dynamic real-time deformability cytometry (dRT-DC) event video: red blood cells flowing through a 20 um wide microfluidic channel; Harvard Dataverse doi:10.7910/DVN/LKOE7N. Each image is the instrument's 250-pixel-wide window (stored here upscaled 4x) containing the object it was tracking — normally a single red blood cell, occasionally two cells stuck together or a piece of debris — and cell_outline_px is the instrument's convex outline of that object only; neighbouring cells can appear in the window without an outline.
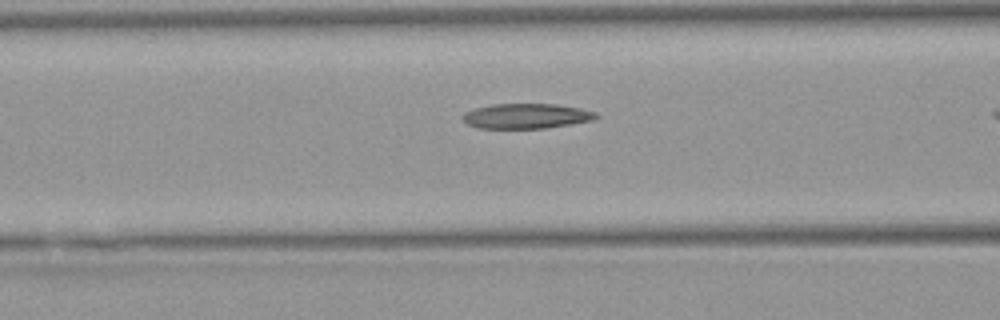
{"species": "Egyptian fruit bat (a non-hibernating species)", "species_latin": "Rousettus aegyptiacus", "temperature_condition": "warm", "stored_images_in_passage": 28, "camera_frame_rate_fps": 3000, "um_per_image_px": 0.085, "animal": {"sex": "female"}, "frame": {"image": 1, "passage_image": 8, "time_ms": 2.333, "image_size_px": [1000, 320], "cell_outline_px": [[600, 116], [592, 120], [544, 128], [480, 128], [468, 124], [460, 116], [464, 112], [476, 108], [492, 104], [556, 104], [580, 108], [596, 112]], "centroid_in_image_um": [44.72, 9.85], "position_along_channel_um": 121.9, "area_um2": 19.31}}
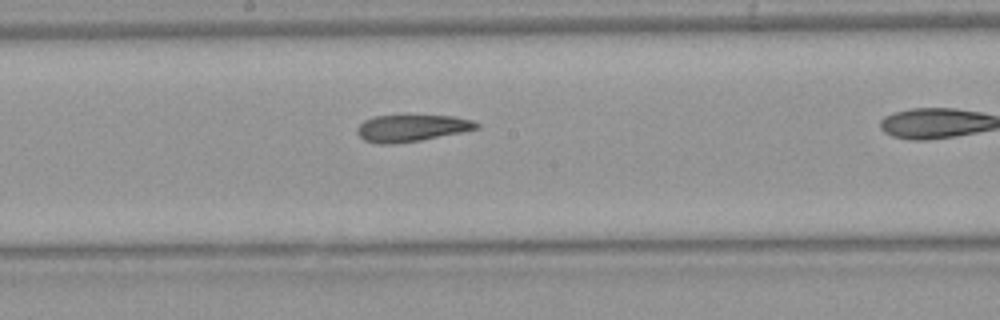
{"frame": {"image": 2, "passage_image": 15, "time_ms": 4.667, "image_size_px": [1000, 320], "cell_outline_px": [[480, 128], [420, 140], [392, 144], [380, 144], [364, 140], [356, 132], [356, 128], [364, 120], [372, 116], [408, 112], [452, 116], [472, 120], [480, 124]], "centroid_in_image_um": [34.95, 10.82], "position_along_channel_um": 213.2, "area_um2": 19.59}}
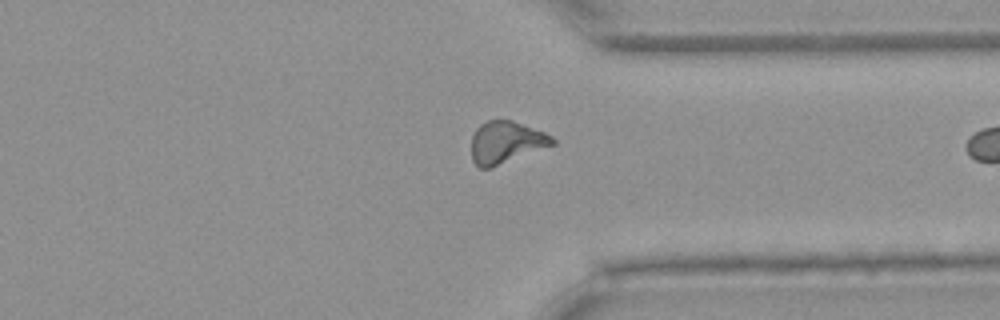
{"frame": {"image": 3, "passage_image": 27, "time_ms": 8.667, "image_size_px": [1000, 320], "cell_outline_px": [[556, 144], [492, 168], [480, 168], [472, 160], [472, 136], [476, 128], [480, 124], [488, 120], [512, 120], [544, 132], [552, 136], [556, 140]], "centroid_in_image_um": [43.02, 12.1], "position_along_channel_um": 368.4, "area_um2": 20.0}}